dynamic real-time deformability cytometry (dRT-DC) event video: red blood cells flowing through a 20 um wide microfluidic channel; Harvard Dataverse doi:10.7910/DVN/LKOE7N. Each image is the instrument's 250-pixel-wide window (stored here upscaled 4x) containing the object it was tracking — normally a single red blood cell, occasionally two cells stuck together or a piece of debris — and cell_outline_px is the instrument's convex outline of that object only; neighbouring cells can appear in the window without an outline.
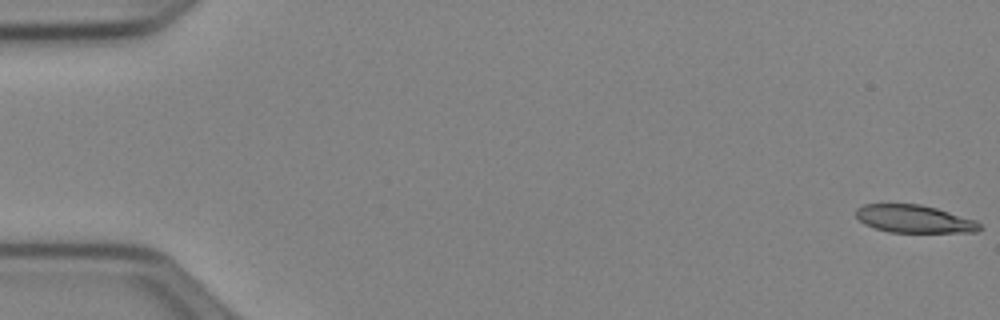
{"species": "Egyptian fruit bat (a non-hibernating species)", "species_latin": "Rousettus aegyptiacus", "temperature_condition": "cold", "stored_images_in_passage": 52, "camera_frame_rate_fps": 3000, "um_per_image_px": 0.085, "animal": {"sex": "female"}, "frame": {"image": 1, "passage_image": 1, "time_ms": 0.0, "image_size_px": [1000, 320], "cell_outline_px": [[984, 228], [976, 232], [888, 232], [864, 224], [856, 216], [856, 208], [864, 204], [920, 204], [936, 208], [976, 220]], "centroid_in_image_um": [77.72, 18.61], "position_along_channel_um": 7.3, "area_um2": 20.0}}
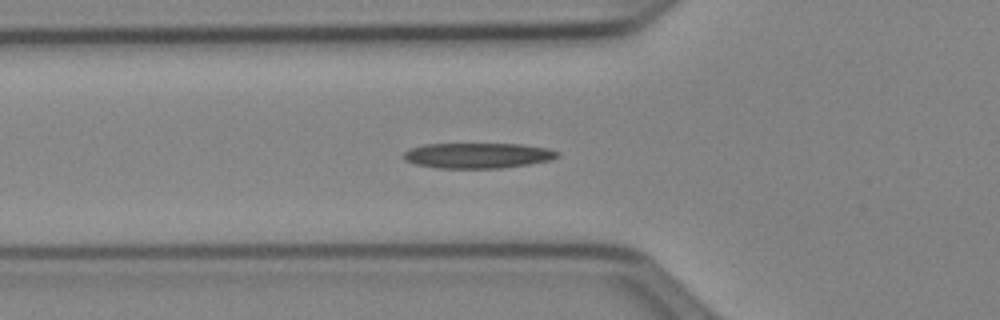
{"frame": {"image": 2, "passage_image": 19, "time_ms": 6.0, "image_size_px": [1000, 320], "cell_outline_px": [[560, 156], [552, 160], [528, 164], [500, 168], [440, 168], [416, 164], [404, 160], [400, 156], [404, 152], [412, 148], [424, 144], [520, 144], [548, 148], [560, 152]], "centroid_in_image_um": [40.62, 13.22], "position_along_channel_um": 85.2, "area_um2": 22.83}}
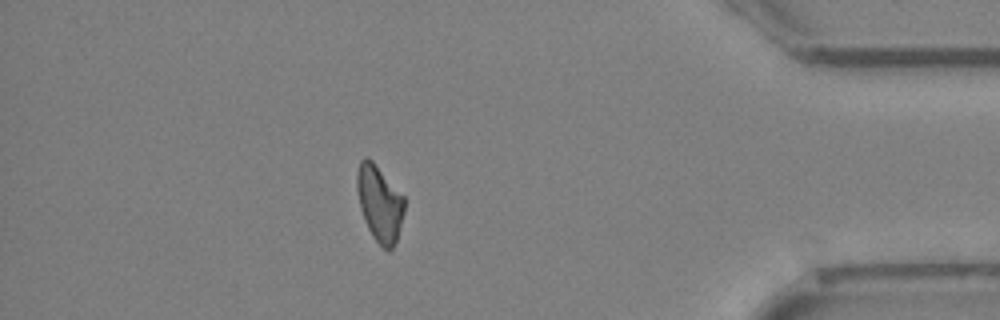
{"frame": {"image": 3, "passage_image": 46, "time_ms": 15.0, "image_size_px": [1000, 320], "cell_outline_px": [[404, 212], [396, 240], [392, 248], [388, 252], [372, 236], [364, 220], [360, 208], [356, 188], [356, 172], [360, 160], [364, 156], [368, 156], [372, 160], [404, 196]], "centroid_in_image_um": [32.24, 17.25], "position_along_channel_um": 403.0, "area_um2": 21.04}, "authors_computed_cell_mechanics": {"area_um2": 21.7906, "velocity_mm_per_s": 3.9721, "shape_relaxation_time_tau1_ms": null, "shape_relaxation_time_tau2_ms": 10.7726, "deformation_change_tau1": null, "deformation_change_tau2": 0.2376}}